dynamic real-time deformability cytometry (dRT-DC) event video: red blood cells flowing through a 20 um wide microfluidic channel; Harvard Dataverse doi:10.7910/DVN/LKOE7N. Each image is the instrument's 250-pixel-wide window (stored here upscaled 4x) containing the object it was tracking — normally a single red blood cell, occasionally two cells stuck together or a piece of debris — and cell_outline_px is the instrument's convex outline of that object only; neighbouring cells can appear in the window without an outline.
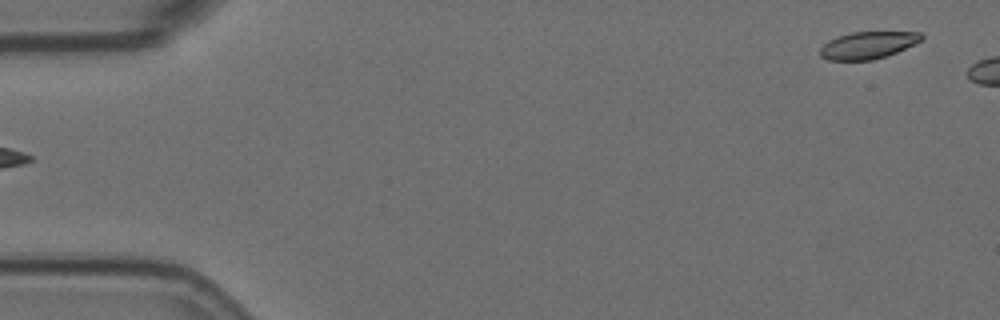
{"species": "Egyptian fruit bat (a non-hibernating species)", "species_latin": "Rousettus aegyptiacus", "temperature_condition": "room temperature", "stored_images_in_passage": 9, "camera_frame_rate_fps": 3000, "um_per_image_px": 0.085, "animal": {"sex": "female"}, "frame": {"image": 1, "passage_image": 1, "time_ms": 0.0, "image_size_px": [1000, 320], "cell_outline_px": [[924, 40], [896, 52], [872, 60], [828, 60], [820, 56], [820, 48], [828, 40], [852, 32], [920, 32], [924, 36]], "centroid_in_image_um": [73.78, 3.84], "position_along_channel_um": 11.2, "area_um2": 15.95}}